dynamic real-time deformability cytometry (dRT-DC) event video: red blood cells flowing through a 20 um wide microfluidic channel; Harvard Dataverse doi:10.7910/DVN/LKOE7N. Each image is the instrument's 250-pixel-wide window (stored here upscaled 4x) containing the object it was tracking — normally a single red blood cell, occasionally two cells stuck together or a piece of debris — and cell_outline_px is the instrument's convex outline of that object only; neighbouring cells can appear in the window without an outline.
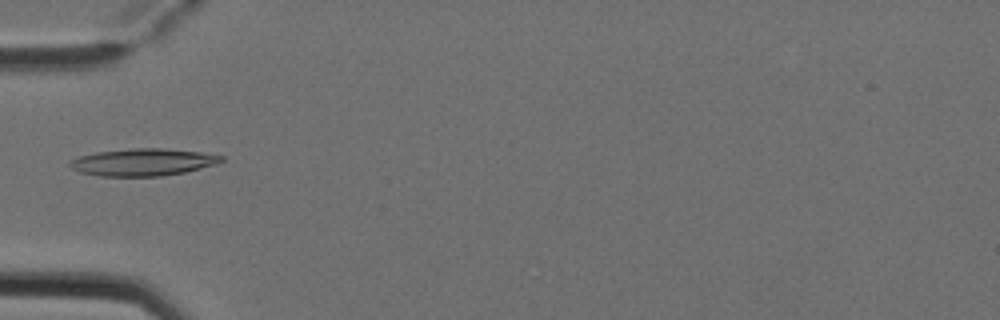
{"species": "Egyptian fruit bat (a non-hibernating species)", "species_latin": "Rousettus aegyptiacus", "temperature_condition": "cold", "stored_images_in_passage": 2, "camera_frame_rate_fps": 3000, "um_per_image_px": 0.085, "animal": {"sex": "female"}, "frame": {"image": 1, "passage_image": 2, "time_ms": 0.333, "image_size_px": [1000, 320], "cell_outline_px": [[224, 160], [216, 164], [184, 172], [160, 176], [100, 176], [80, 172], [72, 168], [68, 164], [68, 160], [80, 156], [96, 152], [132, 148], [164, 148], [200, 152], [224, 156]], "centroid_in_image_um": [12.13, 13.78], "position_along_channel_um": 72.9, "area_um2": 23.99}}